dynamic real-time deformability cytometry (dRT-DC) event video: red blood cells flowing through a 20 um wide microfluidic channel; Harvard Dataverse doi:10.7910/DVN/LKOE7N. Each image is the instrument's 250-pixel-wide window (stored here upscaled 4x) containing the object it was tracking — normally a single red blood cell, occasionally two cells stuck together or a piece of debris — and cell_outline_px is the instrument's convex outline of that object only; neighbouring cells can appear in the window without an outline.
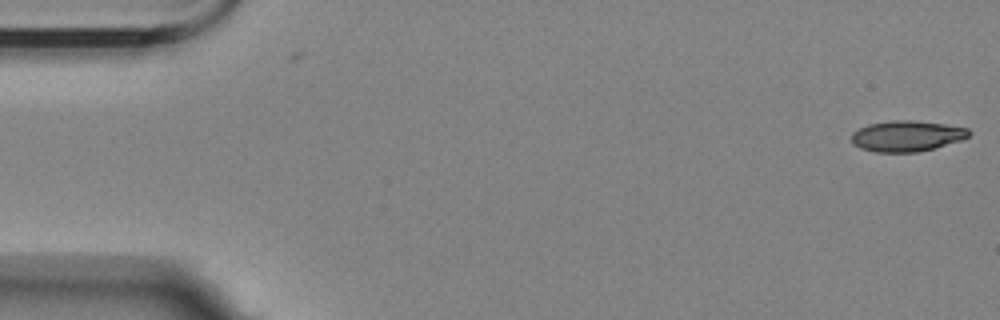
{"species": "Egyptian fruit bat (a non-hibernating species)", "species_latin": "Rousettus aegyptiacus", "temperature_condition": "room temperature", "stored_images_in_passage": 2, "camera_frame_rate_fps": 3000, "um_per_image_px": 0.085, "animal": {"sex": "female"}, "frame": {"image": 1, "passage_image": 2, "time_ms": 0.333, "image_size_px": [1000, 320], "cell_outline_px": [[972, 132], [968, 136], [960, 140], [932, 148], [916, 152], [876, 152], [860, 148], [852, 144], [852, 132], [868, 124], [892, 120], [912, 120], [944, 124], [968, 128]], "centroid_in_image_um": [77.05, 11.55], "position_along_channel_um": 8.0, "area_um2": 20.92}}